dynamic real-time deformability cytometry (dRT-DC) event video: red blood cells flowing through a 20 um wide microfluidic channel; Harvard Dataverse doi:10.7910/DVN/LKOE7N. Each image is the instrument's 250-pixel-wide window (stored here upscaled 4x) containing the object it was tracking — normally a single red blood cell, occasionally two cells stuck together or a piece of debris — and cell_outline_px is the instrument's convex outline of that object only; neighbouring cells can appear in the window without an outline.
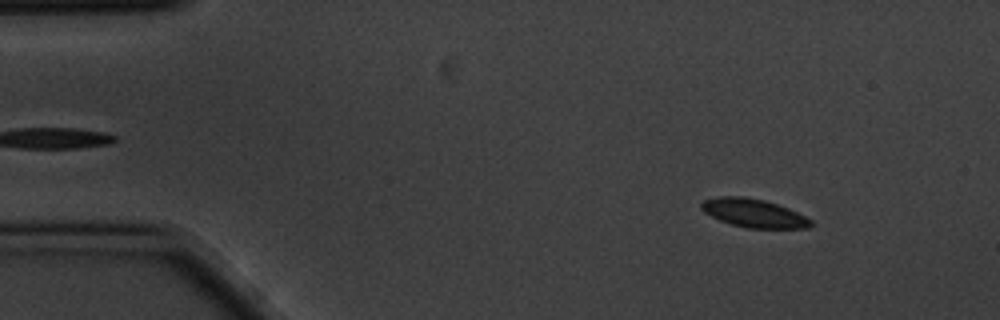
{"species": "common noctule bat (a hibernating species)", "species_latin": "Nyctalus noctula", "temperature_condition": "cold", "stored_images_in_passage": 3, "camera_frame_rate_fps": 3000, "um_per_image_px": 0.085, "animal": {"sex": "male", "body_mass_g": 20.1, "forearm_length_mm": 53.5}, "frame": {"image": 1, "passage_image": 1, "time_ms": 0.0, "image_size_px": [1000, 320], "cell_outline_px": [[816, 224], [808, 228], [748, 228], [732, 224], [720, 220], [704, 212], [700, 208], [700, 204], [704, 200], [716, 196], [744, 196], [764, 200], [788, 208], [812, 220]], "centroid_in_image_um": [64.07, 18.11], "position_along_channel_um": 20.9, "area_um2": 18.15}}